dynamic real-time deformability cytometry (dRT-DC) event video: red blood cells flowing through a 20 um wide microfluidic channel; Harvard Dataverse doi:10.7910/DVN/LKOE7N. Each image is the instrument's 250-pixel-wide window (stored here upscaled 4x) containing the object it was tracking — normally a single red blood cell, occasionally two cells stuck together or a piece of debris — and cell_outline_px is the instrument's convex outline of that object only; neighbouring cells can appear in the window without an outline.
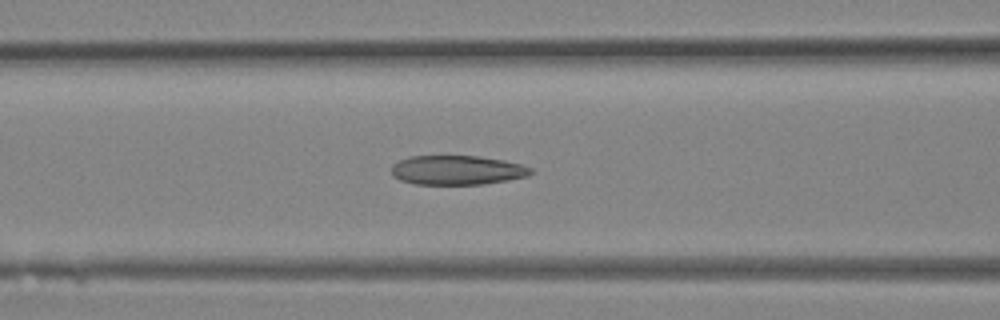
{"species": "Egyptian fruit bat (a non-hibernating species)", "species_latin": "Rousettus aegyptiacus", "temperature_condition": "room temperature", "stored_images_in_passage": 24, "camera_frame_rate_fps": 3000, "um_per_image_px": 0.085, "animal": {"sex": "female"}, "frame": {"image": 1, "passage_image": 5, "time_ms": 1.333, "image_size_px": [1000, 320], "cell_outline_px": [[532, 172], [528, 176], [508, 180], [484, 184], [416, 184], [400, 180], [392, 176], [392, 164], [408, 156], [476, 156], [504, 160], [520, 164], [532, 168]], "centroid_in_image_um": [38.84, 14.46], "position_along_channel_um": 127.8, "area_um2": 23.81}}
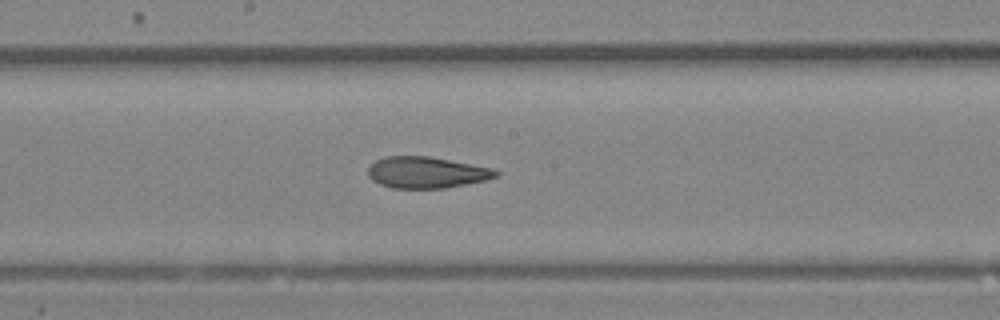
{"frame": {"image": 2, "passage_image": 9, "time_ms": 2.667, "image_size_px": [1000, 320], "cell_outline_px": [[500, 176], [488, 180], [468, 184], [444, 188], [392, 188], [380, 184], [372, 180], [368, 176], [368, 168], [376, 160], [384, 156], [428, 156], [492, 168], [500, 172]], "centroid_in_image_um": [36.28, 14.66], "position_along_channel_um": 211.9, "area_um2": 23.47}}
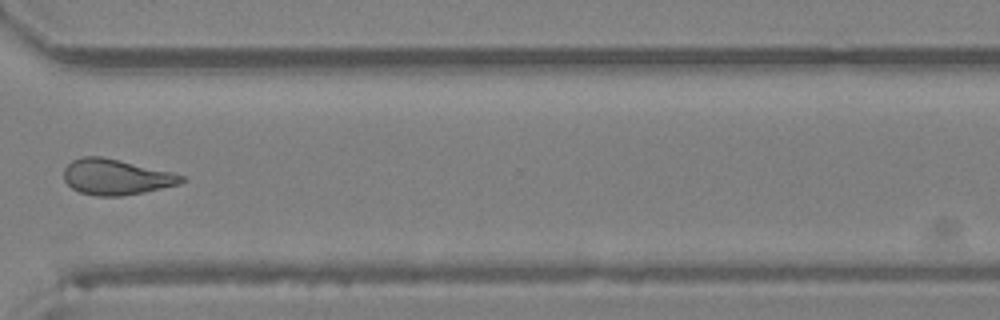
{"frame": {"image": 3, "passage_image": 16, "time_ms": 5.0, "image_size_px": [1000, 320], "cell_outline_px": [[188, 176], [180, 184], [144, 192], [120, 196], [96, 196], [80, 192], [72, 188], [64, 180], [64, 168], [72, 160], [80, 156], [100, 156], [172, 172]], "centroid_in_image_um": [9.86, 15.04], "position_along_channel_um": 360.7, "area_um2": 24.39}}